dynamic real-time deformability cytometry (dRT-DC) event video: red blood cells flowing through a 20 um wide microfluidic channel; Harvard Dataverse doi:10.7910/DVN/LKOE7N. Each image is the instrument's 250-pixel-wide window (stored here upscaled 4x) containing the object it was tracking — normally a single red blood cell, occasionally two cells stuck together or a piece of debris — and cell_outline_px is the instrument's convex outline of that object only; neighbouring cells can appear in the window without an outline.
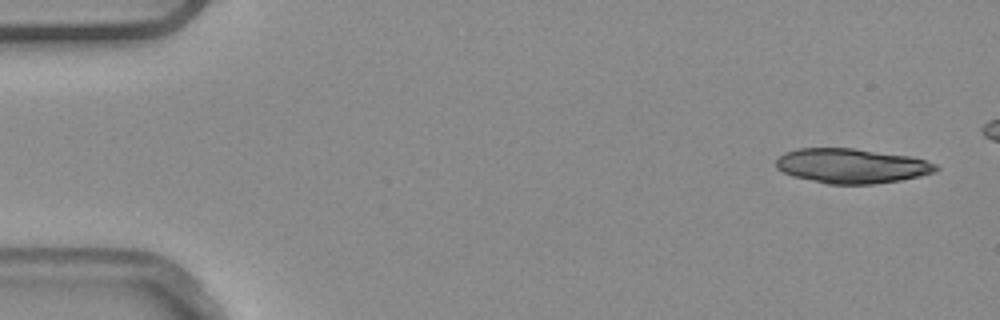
{"species": "common noctule bat (a hibernating species)", "species_latin": "Nyctalus noctula", "temperature_condition": "warm", "stored_images_in_passage": 7, "camera_frame_rate_fps": 3000, "um_per_image_px": 0.085, "animal": {"sex": "male", "body_mass_g": 20.4}, "frame": {"image": 1, "passage_image": 1, "time_ms": 0.0, "image_size_px": [1000, 320], "cell_outline_px": [[940, 168], [936, 172], [920, 176], [900, 180], [872, 184], [828, 184], [792, 176], [776, 168], [776, 160], [784, 152], [796, 148], [856, 148], [912, 156], [936, 164]], "centroid_in_image_um": [72.4, 14.09], "position_along_channel_um": 12.6, "area_um2": 32.54}}